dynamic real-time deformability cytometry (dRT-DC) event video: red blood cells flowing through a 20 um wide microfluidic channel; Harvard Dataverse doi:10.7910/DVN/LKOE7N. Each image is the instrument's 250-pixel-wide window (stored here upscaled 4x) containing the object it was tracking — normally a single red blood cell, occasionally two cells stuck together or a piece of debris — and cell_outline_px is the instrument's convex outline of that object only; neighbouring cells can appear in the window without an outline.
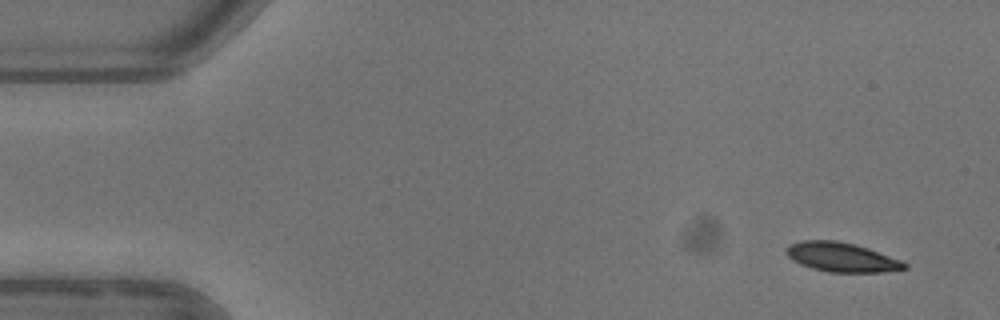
{"species": "common noctule bat (a hibernating species)", "species_latin": "Nyctalus noctula", "temperature_condition": "warm", "stored_images_in_passage": 4, "segment_of_instrument_passage": [2, 2], "camera_frame_rate_fps": 3000, "um_per_image_px": 0.085, "animal": {"sex": "female"}, "frame": {"image": 1, "passage_image": 4, "time_ms": 5.0, "image_size_px": [1000, 320], "cell_outline_px": [[908, 268], [884, 272], [828, 272], [812, 268], [800, 264], [792, 260], [784, 252], [784, 248], [788, 244], [800, 240], [836, 240], [856, 244], [868, 248], [900, 260], [908, 264]], "centroid_in_image_um": [71.48, 21.85], "position_along_channel_um": 13.5, "area_um2": 20.4}}